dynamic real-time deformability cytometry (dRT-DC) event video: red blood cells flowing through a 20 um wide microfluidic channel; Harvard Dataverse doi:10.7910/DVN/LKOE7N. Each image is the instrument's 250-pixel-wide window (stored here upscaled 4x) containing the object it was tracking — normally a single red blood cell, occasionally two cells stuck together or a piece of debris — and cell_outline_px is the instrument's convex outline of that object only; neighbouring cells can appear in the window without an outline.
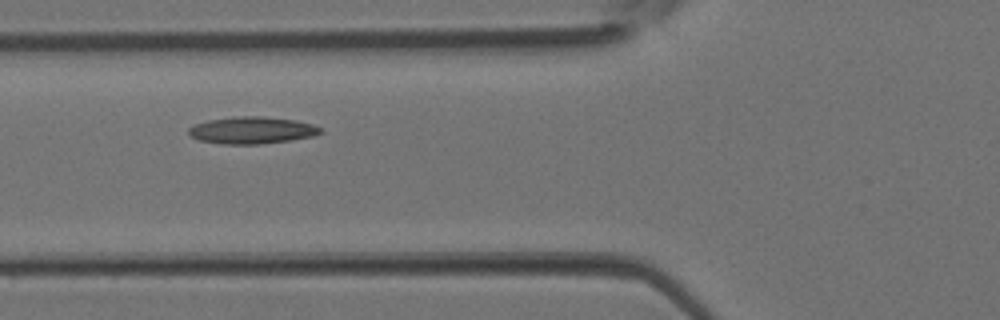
{"species": "Egyptian fruit bat (a non-hibernating species)", "species_latin": "Rousettus aegyptiacus", "temperature_condition": "room temperature", "stored_images_in_passage": 3, "camera_frame_rate_fps": 3000, "um_per_image_px": 0.085, "animal": {"sex": "female"}, "frame": {"image": 1, "passage_image": 3, "time_ms": 0.667, "image_size_px": [1000, 320], "cell_outline_px": [[324, 132], [312, 136], [288, 140], [260, 144], [224, 144], [200, 140], [192, 136], [188, 132], [188, 128], [196, 124], [208, 120], [240, 116], [264, 116], [296, 120], [312, 124], [320, 128]], "centroid_in_image_um": [21.43, 11.06], "position_along_channel_um": 104.4, "area_um2": 20.52}}